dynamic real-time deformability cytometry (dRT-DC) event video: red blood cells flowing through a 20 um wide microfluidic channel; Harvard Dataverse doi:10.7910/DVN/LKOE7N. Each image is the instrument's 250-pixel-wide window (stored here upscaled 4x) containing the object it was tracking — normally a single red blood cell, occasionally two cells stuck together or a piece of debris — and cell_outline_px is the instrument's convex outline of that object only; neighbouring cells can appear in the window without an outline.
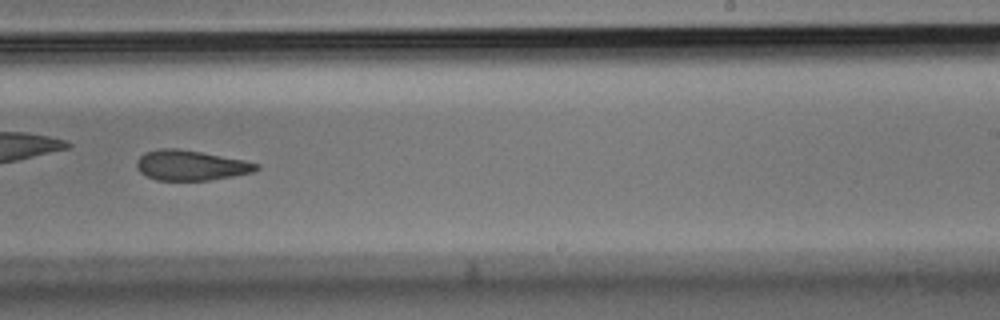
{"species": "Egyptian fruit bat (a non-hibernating species)", "species_latin": "Rousettus aegyptiacus", "temperature_condition": "room temperature", "stored_images_in_passage": 26, "camera_frame_rate_fps": 3000, "um_per_image_px": 0.085, "animal": {"sex": "male"}, "frame": {"image": 1, "passage_image": 15, "time_ms": 4.667, "image_size_px": [1000, 320], "cell_outline_px": [[260, 168], [252, 172], [232, 176], [208, 180], [156, 180], [140, 172], [136, 168], [136, 160], [144, 152], [160, 148], [176, 148], [200, 152], [244, 160], [260, 164]], "centroid_in_image_um": [16.19, 14.05], "position_along_channel_um": 272.8, "area_um2": 20.92}}